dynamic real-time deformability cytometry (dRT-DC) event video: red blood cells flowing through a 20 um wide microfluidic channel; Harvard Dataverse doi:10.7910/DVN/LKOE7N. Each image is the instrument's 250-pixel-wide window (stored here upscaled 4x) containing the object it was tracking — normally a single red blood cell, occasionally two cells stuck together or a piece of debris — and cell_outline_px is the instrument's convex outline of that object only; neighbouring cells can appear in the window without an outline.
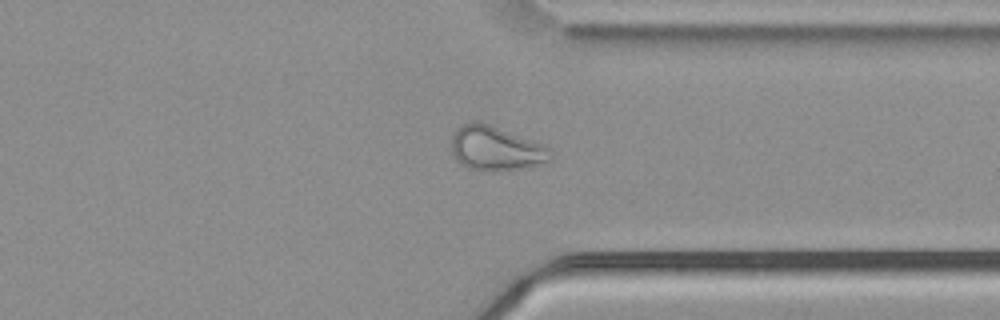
{"species": "common noctule bat (a hibernating species)", "species_latin": "Nyctalus noctula", "temperature_condition": "cold", "stored_images_in_passage": 38, "camera_frame_rate_fps": 3000, "um_per_image_px": 0.085, "animal": {"sex": "male", "body_mass_g": 21.5, "forearm_length_mm": 52.0}, "frame": {"image": 1, "passage_image": 25, "time_ms": 8.0, "image_size_px": [1000, 320], "cell_outline_px": [[548, 160], [536, 164], [496, 172], [492, 172], [468, 168], [460, 164], [456, 160], [452, 152], [452, 136], [456, 128], [468, 120], [480, 120], [540, 144], [548, 148]], "centroid_in_image_um": [42.0, 12.59], "position_along_channel_um": 369.4, "area_um2": 25.2}}
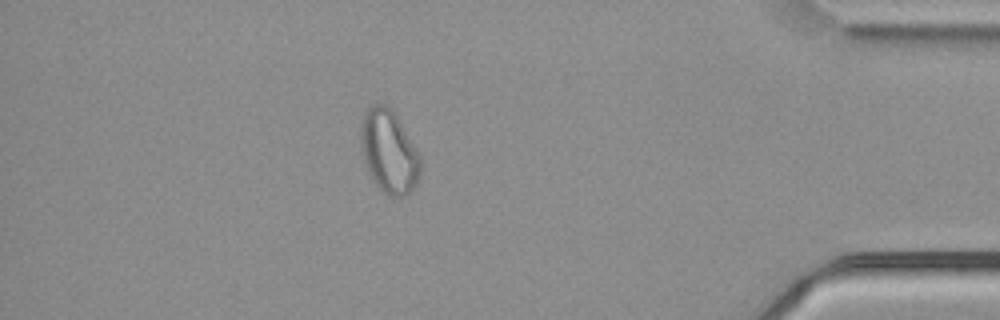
{"frame": {"image": 2, "passage_image": 31, "time_ms": 10.0, "image_size_px": [1000, 320], "cell_outline_px": [[420, 172], [416, 184], [408, 196], [388, 196], [376, 184], [368, 172], [360, 148], [360, 124], [364, 112], [372, 104], [384, 104], [392, 108], [420, 156]], "centroid_in_image_um": [33.03, 12.87], "position_along_channel_um": 402.2, "area_um2": 28.96}}